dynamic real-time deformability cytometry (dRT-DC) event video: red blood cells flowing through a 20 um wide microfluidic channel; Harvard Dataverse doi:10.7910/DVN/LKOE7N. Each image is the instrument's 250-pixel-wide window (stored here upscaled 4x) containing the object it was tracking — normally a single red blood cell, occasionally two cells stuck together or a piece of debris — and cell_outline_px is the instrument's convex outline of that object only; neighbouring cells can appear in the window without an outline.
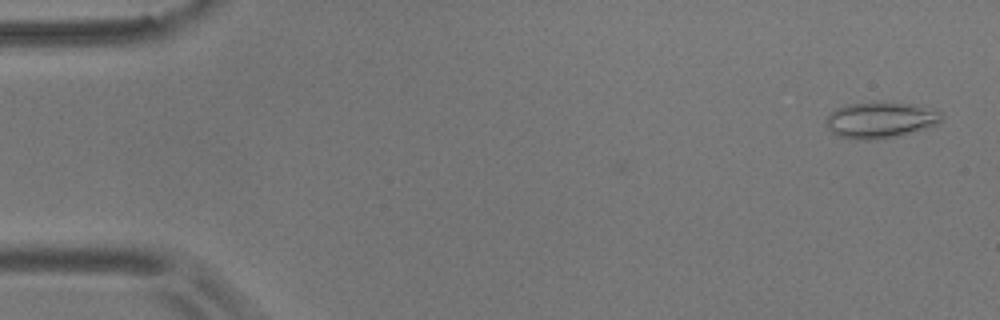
{"species": "common noctule bat (a hibernating species)", "species_latin": "Nyctalus noctula", "temperature_condition": "room temperature", "stored_images_in_passage": 5, "camera_frame_rate_fps": 3000, "um_per_image_px": 0.085, "animal": {"sex": "male", "body_mass_g": 17.9}, "frame": {"image": 1, "passage_image": 2, "time_ms": 0.333, "image_size_px": [1000, 320], "cell_outline_px": [[944, 116], [936, 124], [928, 128], [900, 136], [876, 140], [856, 140], [836, 136], [828, 128], [824, 120], [836, 108], [848, 104], [912, 104], [932, 108], [940, 112]], "centroid_in_image_um": [74.83, 10.25], "position_along_channel_um": 10.2, "area_um2": 24.1}}